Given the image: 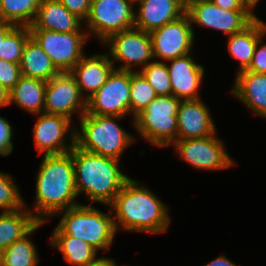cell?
I'll return each mask as SVG.
<instances>
[{
  "mask_svg": "<svg viewBox=\"0 0 266 266\" xmlns=\"http://www.w3.org/2000/svg\"><path fill=\"white\" fill-rule=\"evenodd\" d=\"M108 207H111L116 232L122 229L158 234L166 232L171 223L165 202L150 188L132 178L123 185Z\"/></svg>",
  "mask_w": 266,
  "mask_h": 266,
  "instance_id": "6da1fadb",
  "label": "cell"
},
{
  "mask_svg": "<svg viewBox=\"0 0 266 266\" xmlns=\"http://www.w3.org/2000/svg\"><path fill=\"white\" fill-rule=\"evenodd\" d=\"M35 181V209L30 212L39 222L48 223L56 213L80 205L70 152L44 155Z\"/></svg>",
  "mask_w": 266,
  "mask_h": 266,
  "instance_id": "7a4b0ae2",
  "label": "cell"
},
{
  "mask_svg": "<svg viewBox=\"0 0 266 266\" xmlns=\"http://www.w3.org/2000/svg\"><path fill=\"white\" fill-rule=\"evenodd\" d=\"M70 153L77 195L84 193L89 202L108 207L130 179L121 171L120 161L84 151L76 145Z\"/></svg>",
  "mask_w": 266,
  "mask_h": 266,
  "instance_id": "3957f363",
  "label": "cell"
},
{
  "mask_svg": "<svg viewBox=\"0 0 266 266\" xmlns=\"http://www.w3.org/2000/svg\"><path fill=\"white\" fill-rule=\"evenodd\" d=\"M122 118L85 113L79 119V127H75V145L84 151L120 161L124 150L136 141L131 133L117 124L116 120Z\"/></svg>",
  "mask_w": 266,
  "mask_h": 266,
  "instance_id": "277c9868",
  "label": "cell"
},
{
  "mask_svg": "<svg viewBox=\"0 0 266 266\" xmlns=\"http://www.w3.org/2000/svg\"><path fill=\"white\" fill-rule=\"evenodd\" d=\"M62 215L57 226L62 234L82 239L94 249L107 251L116 235L111 209L108 214L89 205L80 204L56 213Z\"/></svg>",
  "mask_w": 266,
  "mask_h": 266,
  "instance_id": "5b68a950",
  "label": "cell"
},
{
  "mask_svg": "<svg viewBox=\"0 0 266 266\" xmlns=\"http://www.w3.org/2000/svg\"><path fill=\"white\" fill-rule=\"evenodd\" d=\"M181 100L173 95H157L132 121L140 138L153 146L166 147L176 141L177 112Z\"/></svg>",
  "mask_w": 266,
  "mask_h": 266,
  "instance_id": "8992f818",
  "label": "cell"
},
{
  "mask_svg": "<svg viewBox=\"0 0 266 266\" xmlns=\"http://www.w3.org/2000/svg\"><path fill=\"white\" fill-rule=\"evenodd\" d=\"M134 5L131 0H92L84 22L89 39L93 34L99 42H104L114 33L134 28Z\"/></svg>",
  "mask_w": 266,
  "mask_h": 266,
  "instance_id": "52a82bcc",
  "label": "cell"
},
{
  "mask_svg": "<svg viewBox=\"0 0 266 266\" xmlns=\"http://www.w3.org/2000/svg\"><path fill=\"white\" fill-rule=\"evenodd\" d=\"M30 33L60 73L73 70L85 54L83 49L89 40L86 30L55 32L53 30L30 29Z\"/></svg>",
  "mask_w": 266,
  "mask_h": 266,
  "instance_id": "ba28073f",
  "label": "cell"
},
{
  "mask_svg": "<svg viewBox=\"0 0 266 266\" xmlns=\"http://www.w3.org/2000/svg\"><path fill=\"white\" fill-rule=\"evenodd\" d=\"M103 46H109L108 53L111 62L119 65L118 70L134 71V66L144 68L154 60L150 33L132 28L110 35L104 42Z\"/></svg>",
  "mask_w": 266,
  "mask_h": 266,
  "instance_id": "9c48e42d",
  "label": "cell"
},
{
  "mask_svg": "<svg viewBox=\"0 0 266 266\" xmlns=\"http://www.w3.org/2000/svg\"><path fill=\"white\" fill-rule=\"evenodd\" d=\"M172 146L184 162L198 170H223L236 165L224 148V142L215 134L204 138L177 140Z\"/></svg>",
  "mask_w": 266,
  "mask_h": 266,
  "instance_id": "30bf717a",
  "label": "cell"
},
{
  "mask_svg": "<svg viewBox=\"0 0 266 266\" xmlns=\"http://www.w3.org/2000/svg\"><path fill=\"white\" fill-rule=\"evenodd\" d=\"M86 113L130 115V71L114 69L100 89L87 99Z\"/></svg>",
  "mask_w": 266,
  "mask_h": 266,
  "instance_id": "8fae6325",
  "label": "cell"
},
{
  "mask_svg": "<svg viewBox=\"0 0 266 266\" xmlns=\"http://www.w3.org/2000/svg\"><path fill=\"white\" fill-rule=\"evenodd\" d=\"M37 116L33 136L38 153L58 155L70 152L75 145V123L61 115L43 112Z\"/></svg>",
  "mask_w": 266,
  "mask_h": 266,
  "instance_id": "7c38bea8",
  "label": "cell"
},
{
  "mask_svg": "<svg viewBox=\"0 0 266 266\" xmlns=\"http://www.w3.org/2000/svg\"><path fill=\"white\" fill-rule=\"evenodd\" d=\"M86 110L87 99L70 72H61L47 82L44 113L61 115L73 121L74 113L79 111L77 115L80 119Z\"/></svg>",
  "mask_w": 266,
  "mask_h": 266,
  "instance_id": "4fadbf2b",
  "label": "cell"
},
{
  "mask_svg": "<svg viewBox=\"0 0 266 266\" xmlns=\"http://www.w3.org/2000/svg\"><path fill=\"white\" fill-rule=\"evenodd\" d=\"M195 32L189 16L185 13L179 19L150 32L155 59L167 62L191 53Z\"/></svg>",
  "mask_w": 266,
  "mask_h": 266,
  "instance_id": "5bb4252c",
  "label": "cell"
},
{
  "mask_svg": "<svg viewBox=\"0 0 266 266\" xmlns=\"http://www.w3.org/2000/svg\"><path fill=\"white\" fill-rule=\"evenodd\" d=\"M254 10H224L211 0L192 4L186 9L191 24L222 31L226 36L242 31L257 16Z\"/></svg>",
  "mask_w": 266,
  "mask_h": 266,
  "instance_id": "9a60e30c",
  "label": "cell"
},
{
  "mask_svg": "<svg viewBox=\"0 0 266 266\" xmlns=\"http://www.w3.org/2000/svg\"><path fill=\"white\" fill-rule=\"evenodd\" d=\"M208 106L202 98L181 100L177 118V140L204 138L217 133Z\"/></svg>",
  "mask_w": 266,
  "mask_h": 266,
  "instance_id": "2e32d148",
  "label": "cell"
},
{
  "mask_svg": "<svg viewBox=\"0 0 266 266\" xmlns=\"http://www.w3.org/2000/svg\"><path fill=\"white\" fill-rule=\"evenodd\" d=\"M167 62L172 95L180 100L200 99L199 88L205 75L203 65L196 63L190 54Z\"/></svg>",
  "mask_w": 266,
  "mask_h": 266,
  "instance_id": "e0dca14e",
  "label": "cell"
},
{
  "mask_svg": "<svg viewBox=\"0 0 266 266\" xmlns=\"http://www.w3.org/2000/svg\"><path fill=\"white\" fill-rule=\"evenodd\" d=\"M115 65L111 62L108 53L92 56L84 54L70 73L75 77L82 95L88 99L107 81L116 68Z\"/></svg>",
  "mask_w": 266,
  "mask_h": 266,
  "instance_id": "ac0fdd59",
  "label": "cell"
},
{
  "mask_svg": "<svg viewBox=\"0 0 266 266\" xmlns=\"http://www.w3.org/2000/svg\"><path fill=\"white\" fill-rule=\"evenodd\" d=\"M138 5L134 27L149 33L179 19L186 12L179 0H142Z\"/></svg>",
  "mask_w": 266,
  "mask_h": 266,
  "instance_id": "d6986e66",
  "label": "cell"
},
{
  "mask_svg": "<svg viewBox=\"0 0 266 266\" xmlns=\"http://www.w3.org/2000/svg\"><path fill=\"white\" fill-rule=\"evenodd\" d=\"M231 93L253 114L266 119V73L238 72Z\"/></svg>",
  "mask_w": 266,
  "mask_h": 266,
  "instance_id": "ffe728a7",
  "label": "cell"
},
{
  "mask_svg": "<svg viewBox=\"0 0 266 266\" xmlns=\"http://www.w3.org/2000/svg\"><path fill=\"white\" fill-rule=\"evenodd\" d=\"M82 23L84 21L72 14L59 0H42L29 29L55 32L84 31Z\"/></svg>",
  "mask_w": 266,
  "mask_h": 266,
  "instance_id": "44dd1931",
  "label": "cell"
},
{
  "mask_svg": "<svg viewBox=\"0 0 266 266\" xmlns=\"http://www.w3.org/2000/svg\"><path fill=\"white\" fill-rule=\"evenodd\" d=\"M266 34V23L256 17L242 31L228 36L227 48L231 57L239 61L237 72L246 70L252 60L258 39Z\"/></svg>",
  "mask_w": 266,
  "mask_h": 266,
  "instance_id": "7402d4cb",
  "label": "cell"
},
{
  "mask_svg": "<svg viewBox=\"0 0 266 266\" xmlns=\"http://www.w3.org/2000/svg\"><path fill=\"white\" fill-rule=\"evenodd\" d=\"M52 248L62 253L65 261L74 266H91L101 257H97L98 251L82 239L73 238L62 234L54 227L50 235Z\"/></svg>",
  "mask_w": 266,
  "mask_h": 266,
  "instance_id": "603a6c76",
  "label": "cell"
},
{
  "mask_svg": "<svg viewBox=\"0 0 266 266\" xmlns=\"http://www.w3.org/2000/svg\"><path fill=\"white\" fill-rule=\"evenodd\" d=\"M47 82L22 76L9 91V105L16 104L31 114L43 113Z\"/></svg>",
  "mask_w": 266,
  "mask_h": 266,
  "instance_id": "cb8c5ba5",
  "label": "cell"
},
{
  "mask_svg": "<svg viewBox=\"0 0 266 266\" xmlns=\"http://www.w3.org/2000/svg\"><path fill=\"white\" fill-rule=\"evenodd\" d=\"M28 206L13 212L0 213V253L15 241L27 235L39 221L33 216Z\"/></svg>",
  "mask_w": 266,
  "mask_h": 266,
  "instance_id": "d4e9b609",
  "label": "cell"
},
{
  "mask_svg": "<svg viewBox=\"0 0 266 266\" xmlns=\"http://www.w3.org/2000/svg\"><path fill=\"white\" fill-rule=\"evenodd\" d=\"M19 66L22 76L46 82L60 73L49 56L32 37L27 40L24 46Z\"/></svg>",
  "mask_w": 266,
  "mask_h": 266,
  "instance_id": "484cf974",
  "label": "cell"
},
{
  "mask_svg": "<svg viewBox=\"0 0 266 266\" xmlns=\"http://www.w3.org/2000/svg\"><path fill=\"white\" fill-rule=\"evenodd\" d=\"M43 224L45 223L39 222L27 235L15 241L1 253L2 266H38L40 259L37 247L29 236Z\"/></svg>",
  "mask_w": 266,
  "mask_h": 266,
  "instance_id": "4316f807",
  "label": "cell"
},
{
  "mask_svg": "<svg viewBox=\"0 0 266 266\" xmlns=\"http://www.w3.org/2000/svg\"><path fill=\"white\" fill-rule=\"evenodd\" d=\"M42 0H0V20L30 26Z\"/></svg>",
  "mask_w": 266,
  "mask_h": 266,
  "instance_id": "83f0119b",
  "label": "cell"
},
{
  "mask_svg": "<svg viewBox=\"0 0 266 266\" xmlns=\"http://www.w3.org/2000/svg\"><path fill=\"white\" fill-rule=\"evenodd\" d=\"M157 97L154 88L139 71H130V113L134 118Z\"/></svg>",
  "mask_w": 266,
  "mask_h": 266,
  "instance_id": "f1b7e54d",
  "label": "cell"
},
{
  "mask_svg": "<svg viewBox=\"0 0 266 266\" xmlns=\"http://www.w3.org/2000/svg\"><path fill=\"white\" fill-rule=\"evenodd\" d=\"M30 37L28 26H15L1 41L0 59L20 64L24 46Z\"/></svg>",
  "mask_w": 266,
  "mask_h": 266,
  "instance_id": "f546056e",
  "label": "cell"
},
{
  "mask_svg": "<svg viewBox=\"0 0 266 266\" xmlns=\"http://www.w3.org/2000/svg\"><path fill=\"white\" fill-rule=\"evenodd\" d=\"M139 71L149 84L154 88L157 95H172L169 71L166 63L154 60Z\"/></svg>",
  "mask_w": 266,
  "mask_h": 266,
  "instance_id": "4dcf8cb0",
  "label": "cell"
},
{
  "mask_svg": "<svg viewBox=\"0 0 266 266\" xmlns=\"http://www.w3.org/2000/svg\"><path fill=\"white\" fill-rule=\"evenodd\" d=\"M25 207V200L20 195L19 187L12 176L0 171V209L2 212H13Z\"/></svg>",
  "mask_w": 266,
  "mask_h": 266,
  "instance_id": "1f68e13d",
  "label": "cell"
},
{
  "mask_svg": "<svg viewBox=\"0 0 266 266\" xmlns=\"http://www.w3.org/2000/svg\"><path fill=\"white\" fill-rule=\"evenodd\" d=\"M22 77L19 64L0 59V84L10 91Z\"/></svg>",
  "mask_w": 266,
  "mask_h": 266,
  "instance_id": "d6a6232c",
  "label": "cell"
},
{
  "mask_svg": "<svg viewBox=\"0 0 266 266\" xmlns=\"http://www.w3.org/2000/svg\"><path fill=\"white\" fill-rule=\"evenodd\" d=\"M262 35L257 42L255 51L249 67L244 71H250L255 73H266V43L264 44Z\"/></svg>",
  "mask_w": 266,
  "mask_h": 266,
  "instance_id": "836d02e7",
  "label": "cell"
},
{
  "mask_svg": "<svg viewBox=\"0 0 266 266\" xmlns=\"http://www.w3.org/2000/svg\"><path fill=\"white\" fill-rule=\"evenodd\" d=\"M12 127L10 122L0 115V155L2 156L10 155L14 149Z\"/></svg>",
  "mask_w": 266,
  "mask_h": 266,
  "instance_id": "e575fe53",
  "label": "cell"
},
{
  "mask_svg": "<svg viewBox=\"0 0 266 266\" xmlns=\"http://www.w3.org/2000/svg\"><path fill=\"white\" fill-rule=\"evenodd\" d=\"M72 14L84 22L89 16L92 0H59Z\"/></svg>",
  "mask_w": 266,
  "mask_h": 266,
  "instance_id": "d590c367",
  "label": "cell"
},
{
  "mask_svg": "<svg viewBox=\"0 0 266 266\" xmlns=\"http://www.w3.org/2000/svg\"><path fill=\"white\" fill-rule=\"evenodd\" d=\"M224 10H253L244 0H211Z\"/></svg>",
  "mask_w": 266,
  "mask_h": 266,
  "instance_id": "8d00e7d4",
  "label": "cell"
},
{
  "mask_svg": "<svg viewBox=\"0 0 266 266\" xmlns=\"http://www.w3.org/2000/svg\"><path fill=\"white\" fill-rule=\"evenodd\" d=\"M203 266H238V265H236V263H234L224 254H222Z\"/></svg>",
  "mask_w": 266,
  "mask_h": 266,
  "instance_id": "74e56055",
  "label": "cell"
},
{
  "mask_svg": "<svg viewBox=\"0 0 266 266\" xmlns=\"http://www.w3.org/2000/svg\"><path fill=\"white\" fill-rule=\"evenodd\" d=\"M16 25L0 20V44L5 36L15 27Z\"/></svg>",
  "mask_w": 266,
  "mask_h": 266,
  "instance_id": "f35d334b",
  "label": "cell"
},
{
  "mask_svg": "<svg viewBox=\"0 0 266 266\" xmlns=\"http://www.w3.org/2000/svg\"><path fill=\"white\" fill-rule=\"evenodd\" d=\"M9 106V91L0 84V108Z\"/></svg>",
  "mask_w": 266,
  "mask_h": 266,
  "instance_id": "ab89813d",
  "label": "cell"
},
{
  "mask_svg": "<svg viewBox=\"0 0 266 266\" xmlns=\"http://www.w3.org/2000/svg\"><path fill=\"white\" fill-rule=\"evenodd\" d=\"M91 266H118L114 259L101 257L96 263Z\"/></svg>",
  "mask_w": 266,
  "mask_h": 266,
  "instance_id": "60d3db41",
  "label": "cell"
},
{
  "mask_svg": "<svg viewBox=\"0 0 266 266\" xmlns=\"http://www.w3.org/2000/svg\"><path fill=\"white\" fill-rule=\"evenodd\" d=\"M182 7L186 10L189 8L192 4L202 1H208V0H179Z\"/></svg>",
  "mask_w": 266,
  "mask_h": 266,
  "instance_id": "b9f144b4",
  "label": "cell"
},
{
  "mask_svg": "<svg viewBox=\"0 0 266 266\" xmlns=\"http://www.w3.org/2000/svg\"><path fill=\"white\" fill-rule=\"evenodd\" d=\"M253 10L255 7H257V3L260 2V0H244Z\"/></svg>",
  "mask_w": 266,
  "mask_h": 266,
  "instance_id": "7bdbcfd3",
  "label": "cell"
},
{
  "mask_svg": "<svg viewBox=\"0 0 266 266\" xmlns=\"http://www.w3.org/2000/svg\"><path fill=\"white\" fill-rule=\"evenodd\" d=\"M134 4L137 5L138 2L142 1V0H131Z\"/></svg>",
  "mask_w": 266,
  "mask_h": 266,
  "instance_id": "ee69618b",
  "label": "cell"
},
{
  "mask_svg": "<svg viewBox=\"0 0 266 266\" xmlns=\"http://www.w3.org/2000/svg\"><path fill=\"white\" fill-rule=\"evenodd\" d=\"M0 266H2V263H1V253H0Z\"/></svg>",
  "mask_w": 266,
  "mask_h": 266,
  "instance_id": "f6af8a7d",
  "label": "cell"
}]
</instances>
